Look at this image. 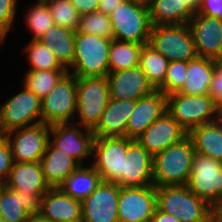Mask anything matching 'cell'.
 <instances>
[{"instance_id":"cell-39","label":"cell","mask_w":222,"mask_h":222,"mask_svg":"<svg viewBox=\"0 0 222 222\" xmlns=\"http://www.w3.org/2000/svg\"><path fill=\"white\" fill-rule=\"evenodd\" d=\"M17 0H0V39L3 42L16 16Z\"/></svg>"},{"instance_id":"cell-10","label":"cell","mask_w":222,"mask_h":222,"mask_svg":"<svg viewBox=\"0 0 222 222\" xmlns=\"http://www.w3.org/2000/svg\"><path fill=\"white\" fill-rule=\"evenodd\" d=\"M76 107V77L67 72L41 100L42 122L47 125L70 123V118L76 113Z\"/></svg>"},{"instance_id":"cell-49","label":"cell","mask_w":222,"mask_h":222,"mask_svg":"<svg viewBox=\"0 0 222 222\" xmlns=\"http://www.w3.org/2000/svg\"><path fill=\"white\" fill-rule=\"evenodd\" d=\"M216 68L222 72V54L215 59Z\"/></svg>"},{"instance_id":"cell-42","label":"cell","mask_w":222,"mask_h":222,"mask_svg":"<svg viewBox=\"0 0 222 222\" xmlns=\"http://www.w3.org/2000/svg\"><path fill=\"white\" fill-rule=\"evenodd\" d=\"M209 95L215 100L218 106L222 108V72L217 68L212 76Z\"/></svg>"},{"instance_id":"cell-22","label":"cell","mask_w":222,"mask_h":222,"mask_svg":"<svg viewBox=\"0 0 222 222\" xmlns=\"http://www.w3.org/2000/svg\"><path fill=\"white\" fill-rule=\"evenodd\" d=\"M199 0H149L152 26L188 24L198 13Z\"/></svg>"},{"instance_id":"cell-45","label":"cell","mask_w":222,"mask_h":222,"mask_svg":"<svg viewBox=\"0 0 222 222\" xmlns=\"http://www.w3.org/2000/svg\"><path fill=\"white\" fill-rule=\"evenodd\" d=\"M152 219H153V222H180V220L177 217L171 214H167L159 210L157 207L154 210Z\"/></svg>"},{"instance_id":"cell-50","label":"cell","mask_w":222,"mask_h":222,"mask_svg":"<svg viewBox=\"0 0 222 222\" xmlns=\"http://www.w3.org/2000/svg\"><path fill=\"white\" fill-rule=\"evenodd\" d=\"M135 3L148 4L149 0H127Z\"/></svg>"},{"instance_id":"cell-18","label":"cell","mask_w":222,"mask_h":222,"mask_svg":"<svg viewBox=\"0 0 222 222\" xmlns=\"http://www.w3.org/2000/svg\"><path fill=\"white\" fill-rule=\"evenodd\" d=\"M188 25L198 57L215 60L222 54V19L196 13Z\"/></svg>"},{"instance_id":"cell-12","label":"cell","mask_w":222,"mask_h":222,"mask_svg":"<svg viewBox=\"0 0 222 222\" xmlns=\"http://www.w3.org/2000/svg\"><path fill=\"white\" fill-rule=\"evenodd\" d=\"M41 122V100L25 87L0 105V135Z\"/></svg>"},{"instance_id":"cell-47","label":"cell","mask_w":222,"mask_h":222,"mask_svg":"<svg viewBox=\"0 0 222 222\" xmlns=\"http://www.w3.org/2000/svg\"><path fill=\"white\" fill-rule=\"evenodd\" d=\"M212 122L218 129V131L222 134V108L216 113L215 117L212 119Z\"/></svg>"},{"instance_id":"cell-8","label":"cell","mask_w":222,"mask_h":222,"mask_svg":"<svg viewBox=\"0 0 222 222\" xmlns=\"http://www.w3.org/2000/svg\"><path fill=\"white\" fill-rule=\"evenodd\" d=\"M186 186L210 206L222 204V161L195 152Z\"/></svg>"},{"instance_id":"cell-30","label":"cell","mask_w":222,"mask_h":222,"mask_svg":"<svg viewBox=\"0 0 222 222\" xmlns=\"http://www.w3.org/2000/svg\"><path fill=\"white\" fill-rule=\"evenodd\" d=\"M188 136L193 142L195 152L222 161V134L213 122L192 128Z\"/></svg>"},{"instance_id":"cell-48","label":"cell","mask_w":222,"mask_h":222,"mask_svg":"<svg viewBox=\"0 0 222 222\" xmlns=\"http://www.w3.org/2000/svg\"><path fill=\"white\" fill-rule=\"evenodd\" d=\"M27 222H50L49 220L43 218L40 214L39 215H30Z\"/></svg>"},{"instance_id":"cell-17","label":"cell","mask_w":222,"mask_h":222,"mask_svg":"<svg viewBox=\"0 0 222 222\" xmlns=\"http://www.w3.org/2000/svg\"><path fill=\"white\" fill-rule=\"evenodd\" d=\"M106 79L109 96L114 99L136 101L156 90L139 66L110 72Z\"/></svg>"},{"instance_id":"cell-26","label":"cell","mask_w":222,"mask_h":222,"mask_svg":"<svg viewBox=\"0 0 222 222\" xmlns=\"http://www.w3.org/2000/svg\"><path fill=\"white\" fill-rule=\"evenodd\" d=\"M45 181L51 188L59 187L80 165L50 141L40 160Z\"/></svg>"},{"instance_id":"cell-51","label":"cell","mask_w":222,"mask_h":222,"mask_svg":"<svg viewBox=\"0 0 222 222\" xmlns=\"http://www.w3.org/2000/svg\"><path fill=\"white\" fill-rule=\"evenodd\" d=\"M140 222H153V219L152 218H148V219L142 220Z\"/></svg>"},{"instance_id":"cell-24","label":"cell","mask_w":222,"mask_h":222,"mask_svg":"<svg viewBox=\"0 0 222 222\" xmlns=\"http://www.w3.org/2000/svg\"><path fill=\"white\" fill-rule=\"evenodd\" d=\"M136 101L109 98L101 119L92 131L94 138L126 137L128 119L135 108Z\"/></svg>"},{"instance_id":"cell-29","label":"cell","mask_w":222,"mask_h":222,"mask_svg":"<svg viewBox=\"0 0 222 222\" xmlns=\"http://www.w3.org/2000/svg\"><path fill=\"white\" fill-rule=\"evenodd\" d=\"M101 181V176L92 165L88 167L80 165L59 188L65 194L82 202L97 188Z\"/></svg>"},{"instance_id":"cell-32","label":"cell","mask_w":222,"mask_h":222,"mask_svg":"<svg viewBox=\"0 0 222 222\" xmlns=\"http://www.w3.org/2000/svg\"><path fill=\"white\" fill-rule=\"evenodd\" d=\"M168 65V59L158 53L150 44L142 46L139 67L156 90L164 83Z\"/></svg>"},{"instance_id":"cell-33","label":"cell","mask_w":222,"mask_h":222,"mask_svg":"<svg viewBox=\"0 0 222 222\" xmlns=\"http://www.w3.org/2000/svg\"><path fill=\"white\" fill-rule=\"evenodd\" d=\"M66 73L67 70H28L24 87L42 100Z\"/></svg>"},{"instance_id":"cell-16","label":"cell","mask_w":222,"mask_h":222,"mask_svg":"<svg viewBox=\"0 0 222 222\" xmlns=\"http://www.w3.org/2000/svg\"><path fill=\"white\" fill-rule=\"evenodd\" d=\"M187 135L188 132L166 110L136 141L154 156Z\"/></svg>"},{"instance_id":"cell-11","label":"cell","mask_w":222,"mask_h":222,"mask_svg":"<svg viewBox=\"0 0 222 222\" xmlns=\"http://www.w3.org/2000/svg\"><path fill=\"white\" fill-rule=\"evenodd\" d=\"M49 133L50 125L41 122L10 130L2 136L9 143L13 162H40L49 142Z\"/></svg>"},{"instance_id":"cell-2","label":"cell","mask_w":222,"mask_h":222,"mask_svg":"<svg viewBox=\"0 0 222 222\" xmlns=\"http://www.w3.org/2000/svg\"><path fill=\"white\" fill-rule=\"evenodd\" d=\"M111 42L112 39L76 32L74 60L67 72L75 77H106Z\"/></svg>"},{"instance_id":"cell-15","label":"cell","mask_w":222,"mask_h":222,"mask_svg":"<svg viewBox=\"0 0 222 222\" xmlns=\"http://www.w3.org/2000/svg\"><path fill=\"white\" fill-rule=\"evenodd\" d=\"M119 185L101 181L82 201V222H119Z\"/></svg>"},{"instance_id":"cell-27","label":"cell","mask_w":222,"mask_h":222,"mask_svg":"<svg viewBox=\"0 0 222 222\" xmlns=\"http://www.w3.org/2000/svg\"><path fill=\"white\" fill-rule=\"evenodd\" d=\"M215 69V60L211 58L197 57L188 61L184 85L177 93L209 95V87Z\"/></svg>"},{"instance_id":"cell-13","label":"cell","mask_w":222,"mask_h":222,"mask_svg":"<svg viewBox=\"0 0 222 222\" xmlns=\"http://www.w3.org/2000/svg\"><path fill=\"white\" fill-rule=\"evenodd\" d=\"M81 128V129H80ZM49 141L79 165L92 156L94 134L78 124L57 123L50 125Z\"/></svg>"},{"instance_id":"cell-46","label":"cell","mask_w":222,"mask_h":222,"mask_svg":"<svg viewBox=\"0 0 222 222\" xmlns=\"http://www.w3.org/2000/svg\"><path fill=\"white\" fill-rule=\"evenodd\" d=\"M210 222H222V204L211 206Z\"/></svg>"},{"instance_id":"cell-25","label":"cell","mask_w":222,"mask_h":222,"mask_svg":"<svg viewBox=\"0 0 222 222\" xmlns=\"http://www.w3.org/2000/svg\"><path fill=\"white\" fill-rule=\"evenodd\" d=\"M4 185L11 190L37 193L41 197L51 188L45 181L40 162H14Z\"/></svg>"},{"instance_id":"cell-1","label":"cell","mask_w":222,"mask_h":222,"mask_svg":"<svg viewBox=\"0 0 222 222\" xmlns=\"http://www.w3.org/2000/svg\"><path fill=\"white\" fill-rule=\"evenodd\" d=\"M195 150L187 135L153 156L152 180L155 187L186 185Z\"/></svg>"},{"instance_id":"cell-28","label":"cell","mask_w":222,"mask_h":222,"mask_svg":"<svg viewBox=\"0 0 222 222\" xmlns=\"http://www.w3.org/2000/svg\"><path fill=\"white\" fill-rule=\"evenodd\" d=\"M75 37L76 31L54 24L38 40L52 51L66 70H69L74 60Z\"/></svg>"},{"instance_id":"cell-35","label":"cell","mask_w":222,"mask_h":222,"mask_svg":"<svg viewBox=\"0 0 222 222\" xmlns=\"http://www.w3.org/2000/svg\"><path fill=\"white\" fill-rule=\"evenodd\" d=\"M28 11L25 25L34 35L32 40H38L54 25L51 12L44 0H38Z\"/></svg>"},{"instance_id":"cell-14","label":"cell","mask_w":222,"mask_h":222,"mask_svg":"<svg viewBox=\"0 0 222 222\" xmlns=\"http://www.w3.org/2000/svg\"><path fill=\"white\" fill-rule=\"evenodd\" d=\"M156 207V187L154 185L119 186V222H140L152 218Z\"/></svg>"},{"instance_id":"cell-5","label":"cell","mask_w":222,"mask_h":222,"mask_svg":"<svg viewBox=\"0 0 222 222\" xmlns=\"http://www.w3.org/2000/svg\"><path fill=\"white\" fill-rule=\"evenodd\" d=\"M78 125L93 131L109 101L106 77H76Z\"/></svg>"},{"instance_id":"cell-41","label":"cell","mask_w":222,"mask_h":222,"mask_svg":"<svg viewBox=\"0 0 222 222\" xmlns=\"http://www.w3.org/2000/svg\"><path fill=\"white\" fill-rule=\"evenodd\" d=\"M198 13L217 19H222V0H202Z\"/></svg>"},{"instance_id":"cell-21","label":"cell","mask_w":222,"mask_h":222,"mask_svg":"<svg viewBox=\"0 0 222 222\" xmlns=\"http://www.w3.org/2000/svg\"><path fill=\"white\" fill-rule=\"evenodd\" d=\"M166 108L167 96L159 90L136 100L135 108L127 122L126 137L137 140Z\"/></svg>"},{"instance_id":"cell-43","label":"cell","mask_w":222,"mask_h":222,"mask_svg":"<svg viewBox=\"0 0 222 222\" xmlns=\"http://www.w3.org/2000/svg\"><path fill=\"white\" fill-rule=\"evenodd\" d=\"M79 15L89 14L98 9L99 0H70Z\"/></svg>"},{"instance_id":"cell-38","label":"cell","mask_w":222,"mask_h":222,"mask_svg":"<svg viewBox=\"0 0 222 222\" xmlns=\"http://www.w3.org/2000/svg\"><path fill=\"white\" fill-rule=\"evenodd\" d=\"M187 62L171 61L169 62L164 78V83L157 89L164 95L178 92L185 82Z\"/></svg>"},{"instance_id":"cell-40","label":"cell","mask_w":222,"mask_h":222,"mask_svg":"<svg viewBox=\"0 0 222 222\" xmlns=\"http://www.w3.org/2000/svg\"><path fill=\"white\" fill-rule=\"evenodd\" d=\"M13 163L9 143L0 135V185L7 182Z\"/></svg>"},{"instance_id":"cell-3","label":"cell","mask_w":222,"mask_h":222,"mask_svg":"<svg viewBox=\"0 0 222 222\" xmlns=\"http://www.w3.org/2000/svg\"><path fill=\"white\" fill-rule=\"evenodd\" d=\"M156 206L180 222H210L211 206L186 185L156 187Z\"/></svg>"},{"instance_id":"cell-31","label":"cell","mask_w":222,"mask_h":222,"mask_svg":"<svg viewBox=\"0 0 222 222\" xmlns=\"http://www.w3.org/2000/svg\"><path fill=\"white\" fill-rule=\"evenodd\" d=\"M143 45L144 44L112 39L109 50V73L139 66L140 53Z\"/></svg>"},{"instance_id":"cell-4","label":"cell","mask_w":222,"mask_h":222,"mask_svg":"<svg viewBox=\"0 0 222 222\" xmlns=\"http://www.w3.org/2000/svg\"><path fill=\"white\" fill-rule=\"evenodd\" d=\"M109 16L113 39L138 44L149 42L152 24L148 4L125 0Z\"/></svg>"},{"instance_id":"cell-9","label":"cell","mask_w":222,"mask_h":222,"mask_svg":"<svg viewBox=\"0 0 222 222\" xmlns=\"http://www.w3.org/2000/svg\"><path fill=\"white\" fill-rule=\"evenodd\" d=\"M127 137H98L94 138L91 164L101 176L102 181L119 184L123 180V158L126 157L127 147L132 142Z\"/></svg>"},{"instance_id":"cell-23","label":"cell","mask_w":222,"mask_h":222,"mask_svg":"<svg viewBox=\"0 0 222 222\" xmlns=\"http://www.w3.org/2000/svg\"><path fill=\"white\" fill-rule=\"evenodd\" d=\"M40 215L50 222L82 221V202L59 187L50 188L41 198Z\"/></svg>"},{"instance_id":"cell-34","label":"cell","mask_w":222,"mask_h":222,"mask_svg":"<svg viewBox=\"0 0 222 222\" xmlns=\"http://www.w3.org/2000/svg\"><path fill=\"white\" fill-rule=\"evenodd\" d=\"M25 48L31 66L29 70H66L40 40H31Z\"/></svg>"},{"instance_id":"cell-37","label":"cell","mask_w":222,"mask_h":222,"mask_svg":"<svg viewBox=\"0 0 222 222\" xmlns=\"http://www.w3.org/2000/svg\"><path fill=\"white\" fill-rule=\"evenodd\" d=\"M51 12L54 24L73 31L77 30L80 15L70 0H44Z\"/></svg>"},{"instance_id":"cell-36","label":"cell","mask_w":222,"mask_h":222,"mask_svg":"<svg viewBox=\"0 0 222 222\" xmlns=\"http://www.w3.org/2000/svg\"><path fill=\"white\" fill-rule=\"evenodd\" d=\"M76 32L94 34L107 39H113L110 16L99 10L81 15Z\"/></svg>"},{"instance_id":"cell-7","label":"cell","mask_w":222,"mask_h":222,"mask_svg":"<svg viewBox=\"0 0 222 222\" xmlns=\"http://www.w3.org/2000/svg\"><path fill=\"white\" fill-rule=\"evenodd\" d=\"M148 44L169 62H188L198 57L188 24L152 26Z\"/></svg>"},{"instance_id":"cell-20","label":"cell","mask_w":222,"mask_h":222,"mask_svg":"<svg viewBox=\"0 0 222 222\" xmlns=\"http://www.w3.org/2000/svg\"><path fill=\"white\" fill-rule=\"evenodd\" d=\"M153 156L149 154L136 140L127 147L123 158V180L120 187H144L153 185Z\"/></svg>"},{"instance_id":"cell-19","label":"cell","mask_w":222,"mask_h":222,"mask_svg":"<svg viewBox=\"0 0 222 222\" xmlns=\"http://www.w3.org/2000/svg\"><path fill=\"white\" fill-rule=\"evenodd\" d=\"M41 196L37 193L11 190L0 185V218L5 222H27L30 215H39Z\"/></svg>"},{"instance_id":"cell-44","label":"cell","mask_w":222,"mask_h":222,"mask_svg":"<svg viewBox=\"0 0 222 222\" xmlns=\"http://www.w3.org/2000/svg\"><path fill=\"white\" fill-rule=\"evenodd\" d=\"M125 0H99L98 9L106 15H110Z\"/></svg>"},{"instance_id":"cell-6","label":"cell","mask_w":222,"mask_h":222,"mask_svg":"<svg viewBox=\"0 0 222 222\" xmlns=\"http://www.w3.org/2000/svg\"><path fill=\"white\" fill-rule=\"evenodd\" d=\"M220 107L210 95L172 93L167 96V112L187 131L212 122Z\"/></svg>"}]
</instances>
